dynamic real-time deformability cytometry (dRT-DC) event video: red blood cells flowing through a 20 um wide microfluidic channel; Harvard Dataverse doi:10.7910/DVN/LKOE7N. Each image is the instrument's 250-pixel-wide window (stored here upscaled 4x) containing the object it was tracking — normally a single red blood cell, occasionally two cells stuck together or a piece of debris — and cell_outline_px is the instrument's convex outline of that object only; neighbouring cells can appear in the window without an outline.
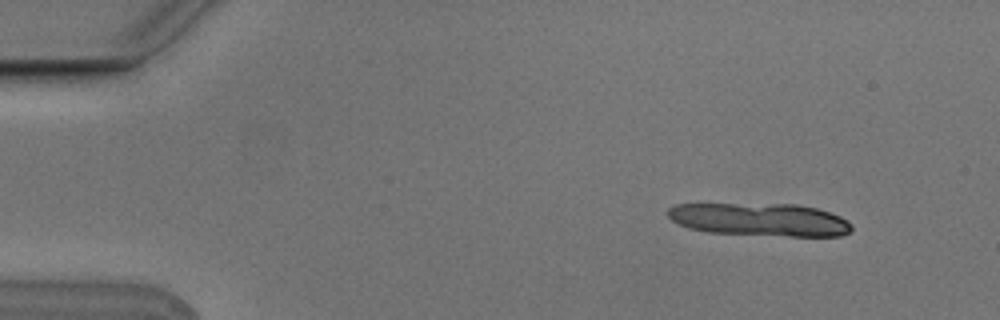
{"species": "Egyptian fruit bat (a non-hibernating species)", "species_latin": "Rousettus aegyptiacus", "temperature_condition": "cold", "stored_images_in_passage": 4, "camera_frame_rate_fps": 3000, "um_per_image_px": 0.085, "animal": {"sex": "male"}, "frame": {"image": 1, "passage_image": 1, "time_ms": 0.0, "image_size_px": [1000, 320], "cell_outline_px": [[852, 228], [848, 232], [840, 236], [788, 236], [708, 232], [688, 228], [672, 220], [668, 216], [668, 208], [676, 204], [796, 204], [816, 208], [840, 216], [848, 220], [852, 224]], "centroid_in_image_um": [64.6, 18.66], "position_along_channel_um": 20.4, "area_um2": 35.2}}